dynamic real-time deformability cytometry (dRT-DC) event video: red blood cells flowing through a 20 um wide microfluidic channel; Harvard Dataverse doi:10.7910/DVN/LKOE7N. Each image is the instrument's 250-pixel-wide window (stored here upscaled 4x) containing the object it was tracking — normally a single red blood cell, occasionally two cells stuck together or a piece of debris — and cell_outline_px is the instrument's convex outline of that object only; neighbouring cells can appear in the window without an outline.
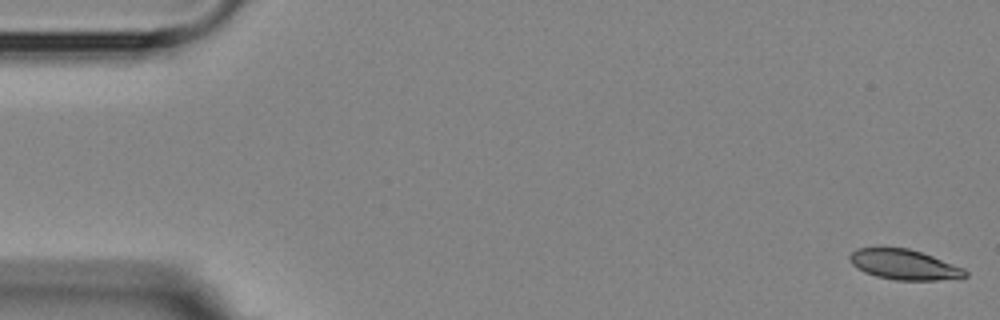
{"species": "Egyptian fruit bat (a non-hibernating species)", "species_latin": "Rousettus aegyptiacus", "temperature_condition": "room temperature", "stored_images_in_passage": 4, "camera_frame_rate_fps": 3000, "um_per_image_px": 0.085, "animal": {"sex": "female"}, "frame": {"image": 1, "passage_image": 1, "time_ms": 0.0, "image_size_px": [1000, 320], "cell_outline_px": [[968, 276], [936, 280], [896, 280], [876, 276], [864, 272], [852, 264], [848, 256], [856, 248], [908, 248], [932, 256], [964, 268], [968, 272]], "centroid_in_image_um": [76.84, 22.49], "position_along_channel_um": 8.2, "area_um2": 20.06}}